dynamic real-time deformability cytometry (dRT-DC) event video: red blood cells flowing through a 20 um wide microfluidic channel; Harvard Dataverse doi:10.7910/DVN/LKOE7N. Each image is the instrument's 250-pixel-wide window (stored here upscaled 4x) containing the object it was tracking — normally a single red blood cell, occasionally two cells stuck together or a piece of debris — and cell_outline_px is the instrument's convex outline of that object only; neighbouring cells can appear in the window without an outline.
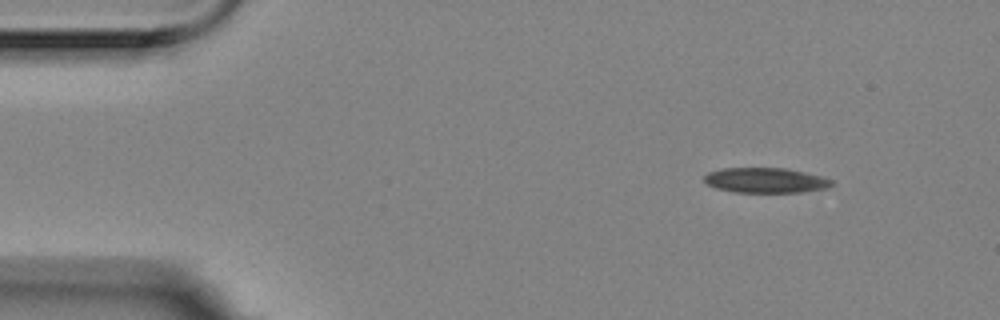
{"species": "Egyptian fruit bat (a non-hibernating species)", "species_latin": "Rousettus aegyptiacus", "temperature_condition": "room temperature", "stored_images_in_passage": 8, "camera_frame_rate_fps": 3000, "um_per_image_px": 0.085, "animal": {"sex": "female"}, "frame": {"image": 1, "passage_image": 1, "time_ms": 0.0, "image_size_px": [1000, 320], "cell_outline_px": [[832, 184], [828, 188], [800, 192], [736, 192], [716, 188], [708, 184], [704, 180], [704, 176], [708, 172], [720, 168], [784, 168], [824, 176], [832, 180]], "centroid_in_image_um": [65.08, 15.32], "position_along_channel_um": 19.9, "area_um2": 18.61}}
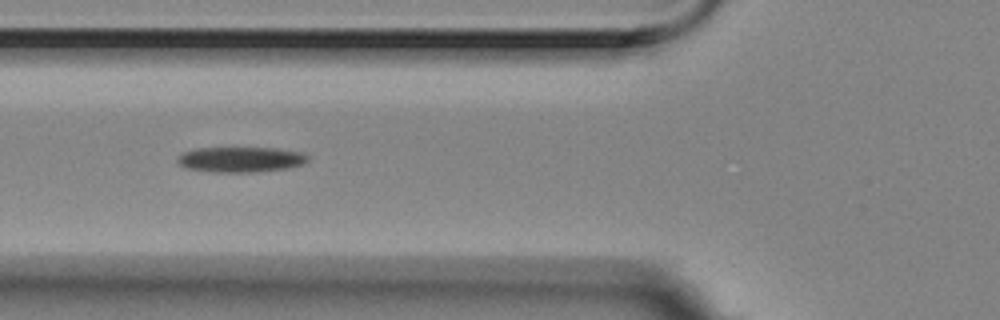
{"frame": {"image": 2, "passage_image": 5, "time_ms": 1.333, "image_size_px": [1000, 320], "cell_outline_px": [[308, 160], [300, 164], [288, 168], [252, 172], [216, 172], [188, 168], [180, 164], [176, 160], [184, 152], [196, 148], [276, 148], [300, 152], [308, 156]], "centroid_in_image_um": [20.46, 13.55], "position_along_channel_um": 105.3, "area_um2": 18.9}}
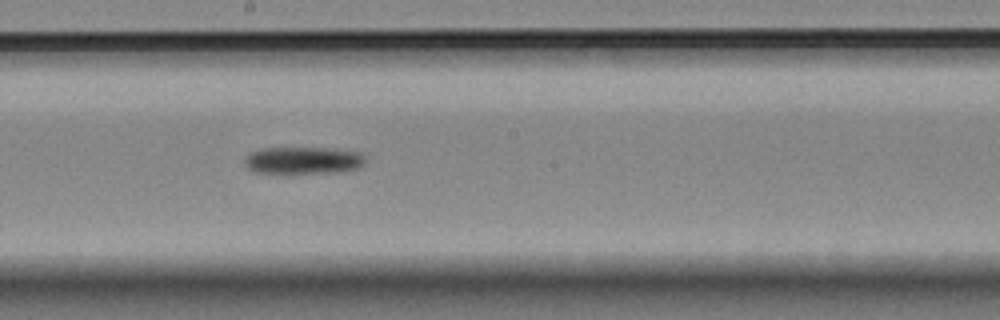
{"frame": {"image": 3, "passage_image": 8, "time_ms": 2.333, "image_size_px": [1000, 320], "cell_outline_px": [[364, 164], [360, 168], [340, 172], [256, 172], [248, 168], [244, 164], [244, 160], [252, 152], [264, 148], [336, 148], [360, 152], [364, 156]], "centroid_in_image_um": [25.84, 13.61], "position_along_channel_um": 222.4, "area_um2": 18.9}}